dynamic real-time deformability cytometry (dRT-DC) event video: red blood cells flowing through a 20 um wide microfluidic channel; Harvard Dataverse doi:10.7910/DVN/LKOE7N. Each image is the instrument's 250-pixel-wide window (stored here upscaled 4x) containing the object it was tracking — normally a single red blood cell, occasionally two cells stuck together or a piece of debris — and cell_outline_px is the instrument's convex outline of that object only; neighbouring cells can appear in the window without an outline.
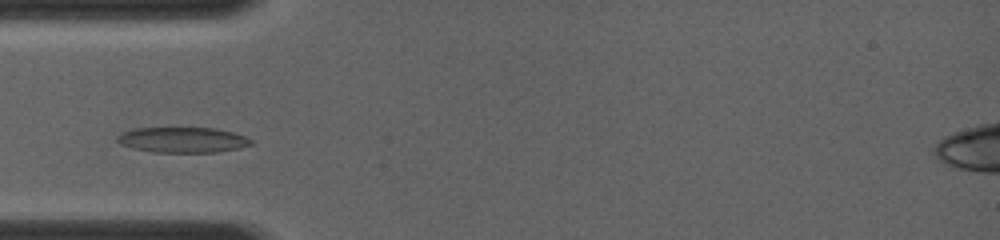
{"species": "common noctule bat (a hibernating species)", "species_latin": "Nyctalus noctula", "temperature_condition": "room temperature", "stored_images_in_passage": 42, "camera_frame_rate_fps": 4000, "um_per_image_px": 0.085, "animal": {"sex": "female", "body_mass_g": 19.0, "forearm_length_mm": 56.7}, "frame": {"image": 1, "passage_image": 13, "time_ms": 2.0, "image_size_px": [1000, 240], "cell_outline_px": [[252, 144], [236, 148], [216, 152], [152, 152], [132, 148], [120, 144], [116, 140], [116, 136], [120, 132], [132, 128], [216, 128], [232, 132], [244, 136], [252, 140]], "centroid_in_image_um": [15.44, 11.88], "position_along_channel_um": 69.6, "area_um2": 19.83}}
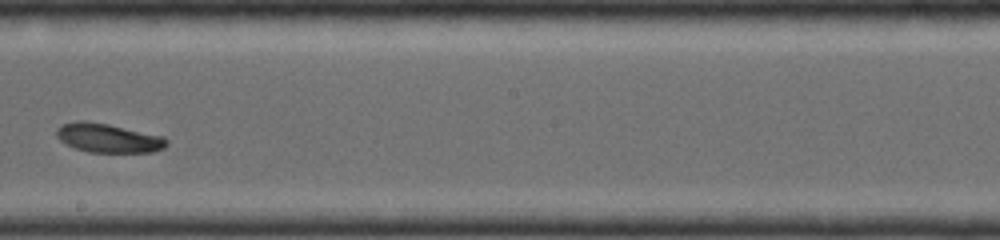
{"frame": {"image": 2, "passage_image": 26, "time_ms": 5.75, "image_size_px": [1000, 240], "cell_outline_px": [[168, 144], [164, 148], [156, 152], [88, 152], [76, 148], [60, 140], [56, 136], [56, 128], [60, 124], [76, 120], [84, 120], [108, 124], [164, 136], [168, 140]], "centroid_in_image_um": [9.21, 11.72], "position_along_channel_um": 239.0, "area_um2": 18.79}}
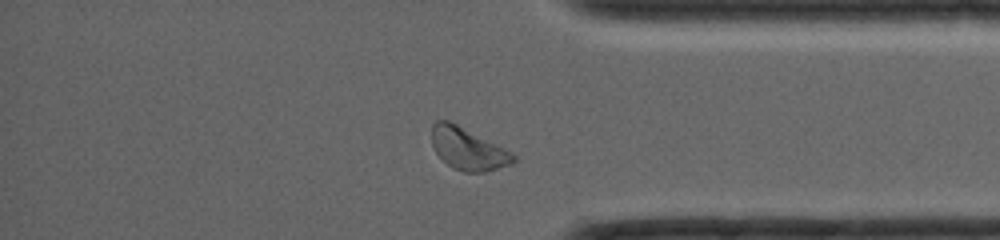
{"frame": {"image": 3, "passage_image": 38, "time_ms": 9.25, "image_size_px": [1000, 240], "cell_outline_px": [[516, 160], [512, 164], [484, 172], [464, 172], [452, 168], [436, 152], [432, 144], [432, 124], [436, 120], [448, 120], [512, 152], [516, 156]], "centroid_in_image_um": [39.77, 12.66], "position_along_channel_um": 395.4, "area_um2": 19.77}}